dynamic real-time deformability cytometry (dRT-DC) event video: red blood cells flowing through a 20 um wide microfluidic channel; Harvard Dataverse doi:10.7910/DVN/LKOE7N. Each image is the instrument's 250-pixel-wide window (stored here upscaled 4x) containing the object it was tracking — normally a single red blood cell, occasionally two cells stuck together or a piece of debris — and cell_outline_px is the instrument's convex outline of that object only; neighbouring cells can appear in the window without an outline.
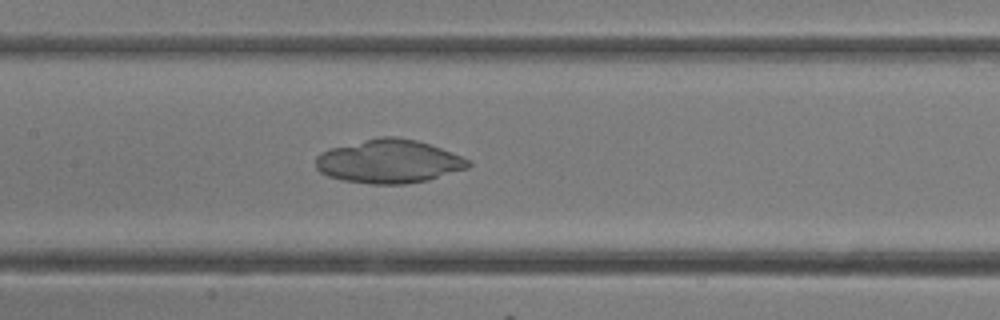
{"species": "common noctule bat (a hibernating species)", "species_latin": "Nyctalus noctula", "temperature_condition": "room temperature", "stored_images_in_passage": 16, "camera_frame_rate_fps": 3000, "um_per_image_px": 0.085, "animal": {"sex": "female"}, "frame": {"image": 1, "passage_image": 12, "time_ms": 3.667, "image_size_px": [1000, 320], "cell_outline_px": [[472, 164], [468, 168], [428, 180], [404, 184], [372, 184], [344, 180], [328, 176], [320, 172], [316, 168], [316, 156], [320, 152], [332, 148], [380, 136], [396, 136], [416, 140], [440, 148], [460, 156], [468, 160]], "centroid_in_image_um": [33.04, 13.72], "position_along_channel_um": 174.4, "area_um2": 38.44}}
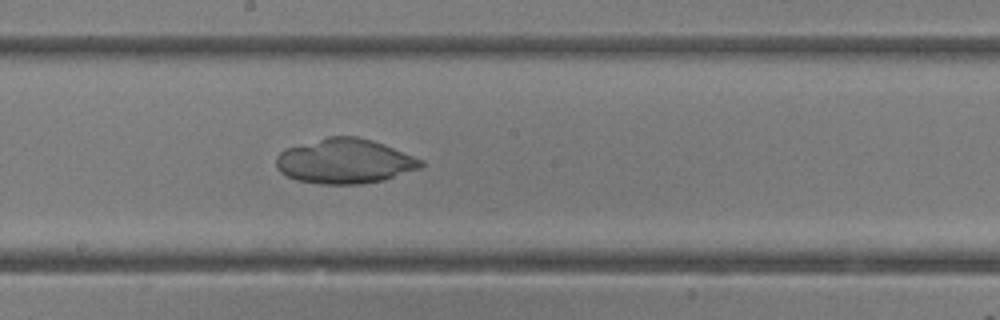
{"frame": {"image": 2, "passage_image": 14, "time_ms": 4.333, "image_size_px": [1000, 320], "cell_outline_px": [[424, 164], [420, 168], [384, 180], [364, 184], [320, 184], [296, 180], [280, 172], [276, 168], [276, 156], [284, 148], [328, 136], [356, 136], [372, 140], [384, 144], [424, 160]], "centroid_in_image_um": [29.29, 13.7], "position_along_channel_um": 218.9, "area_um2": 38.03}}
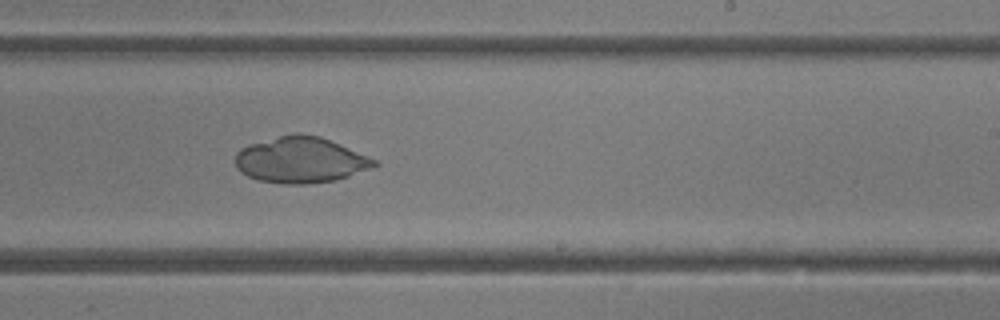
{"frame": {"image": 3, "passage_image": 16, "time_ms": 5.0, "image_size_px": [1000, 320], "cell_outline_px": [[380, 164], [372, 168], [336, 180], [304, 184], [284, 184], [260, 180], [248, 176], [240, 172], [236, 168], [236, 152], [240, 148], [252, 144], [292, 132], [300, 132], [320, 136], [340, 144], [368, 156], [376, 160]], "centroid_in_image_um": [25.56, 13.59], "position_along_channel_um": 263.4, "area_um2": 37.22}}